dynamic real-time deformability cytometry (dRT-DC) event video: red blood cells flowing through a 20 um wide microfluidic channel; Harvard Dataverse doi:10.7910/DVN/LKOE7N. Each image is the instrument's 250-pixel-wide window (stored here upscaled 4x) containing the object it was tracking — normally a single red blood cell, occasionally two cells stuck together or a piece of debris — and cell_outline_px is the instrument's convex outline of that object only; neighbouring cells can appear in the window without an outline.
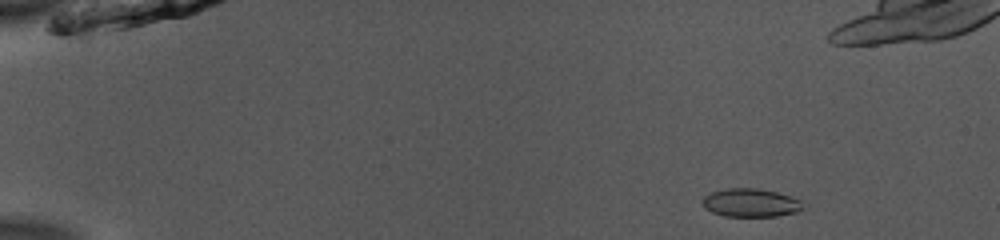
{"species": "common noctule bat (a hibernating species)", "species_latin": "Nyctalus noctula", "temperature_condition": "room temperature", "stored_images_in_passage": 48, "camera_frame_rate_fps": 3000, "um_per_image_px": 0.085, "animal": {"sex": "male", "body_mass_g": 13.0, "forearm_length_mm": 53.1}, "frame": {"image": 1, "passage_image": 2, "time_ms": 0.333, "image_size_px": [1000, 240], "cell_outline_px": [[808, 208], [796, 212], [776, 216], [724, 216], [712, 212], [704, 208], [700, 200], [704, 196], [712, 192], [728, 188], [756, 188], [776, 192], [800, 200]], "centroid_in_image_um": [63.81, 17.24], "position_along_channel_um": 21.2, "area_um2": 16.7}}
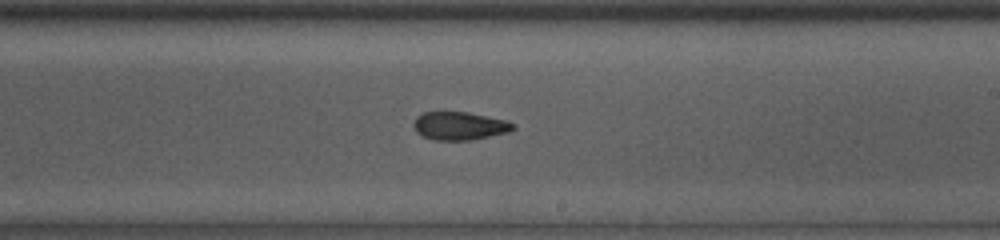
{"frame": {"image": 2, "passage_image": 27, "time_ms": 8.667, "image_size_px": [1000, 240], "cell_outline_px": [[516, 128], [508, 132], [472, 140], [436, 140], [424, 136], [416, 132], [412, 124], [416, 116], [424, 112], [468, 112], [508, 120], [516, 124]], "centroid_in_image_um": [39.09, 10.69], "position_along_channel_um": 249.9, "area_um2": 16.47}}
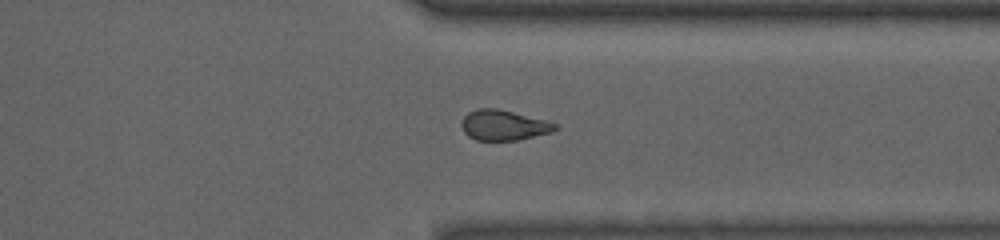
{"frame": {"image": 3, "passage_image": 36, "time_ms": 11.667, "image_size_px": [1000, 240], "cell_outline_px": [[560, 128], [552, 132], [516, 140], [476, 140], [468, 136], [464, 132], [460, 124], [464, 116], [468, 112], [476, 108], [496, 108], [548, 120], [556, 124]], "centroid_in_image_um": [42.81, 10.63], "position_along_channel_um": 368.6, "area_um2": 16.65}, "authors_computed_cell_mechanics": {"area_um2": 16.8198, "velocity_mm_per_s": 3.957, "shape_relaxation_time_tau1_ms": 7.4189, "shape_relaxation_time_tau2_ms": 2.4774, "deformation_change_tau1": 0.1648, "deformation_change_tau2": 0.0926}}